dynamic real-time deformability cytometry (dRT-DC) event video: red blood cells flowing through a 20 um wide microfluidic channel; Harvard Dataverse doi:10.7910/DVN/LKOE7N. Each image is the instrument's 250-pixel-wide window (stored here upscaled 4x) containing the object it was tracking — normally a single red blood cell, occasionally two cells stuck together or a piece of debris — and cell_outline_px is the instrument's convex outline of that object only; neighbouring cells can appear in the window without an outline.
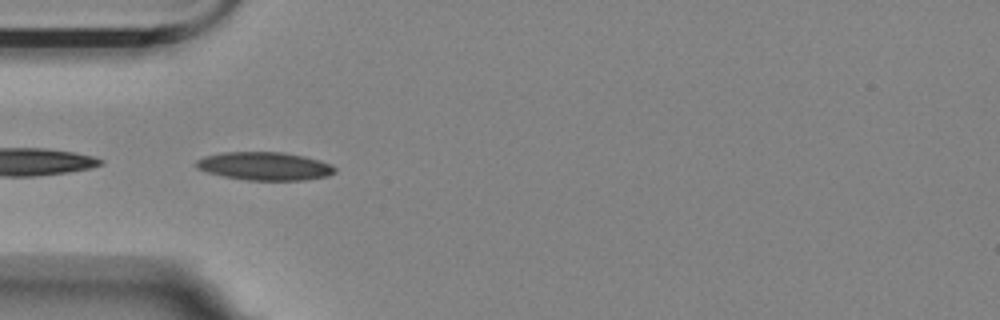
{"species": "Egyptian fruit bat (a non-hibernating species)", "species_latin": "Rousettus aegyptiacus", "temperature_condition": "room temperature", "stored_images_in_passage": 7, "camera_frame_rate_fps": 3000, "um_per_image_px": 0.085, "animal": {"sex": "female"}, "frame": {"image": 1, "passage_image": 1, "time_ms": 0.0, "image_size_px": [1000, 320], "cell_outline_px": [[336, 172], [328, 176], [304, 180], [248, 180], [224, 176], [208, 172], [196, 168], [196, 160], [204, 156], [220, 152], [284, 152], [304, 156], [320, 160], [332, 164], [336, 168]], "centroid_in_image_um": [22.52, 14.11], "position_along_channel_um": 62.5, "area_um2": 22.89}}
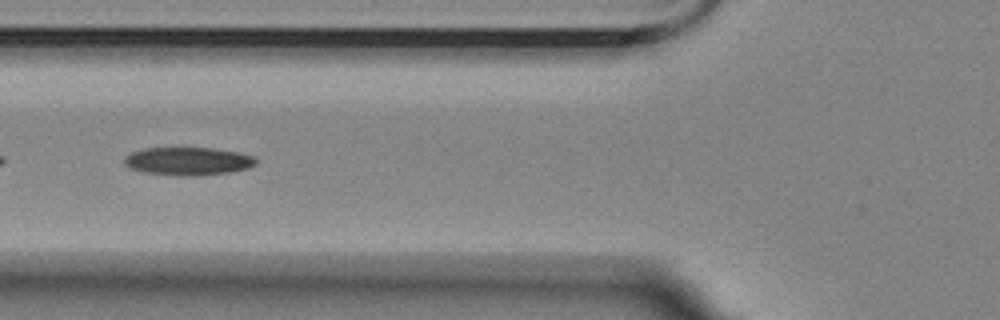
{"frame": {"image": 2, "passage_image": 5, "time_ms": 1.333, "image_size_px": [1000, 320], "cell_outline_px": [[256, 164], [248, 168], [228, 172], [200, 176], [176, 176], [144, 172], [132, 168], [124, 164], [124, 156], [132, 152], [144, 148], [212, 148], [236, 152], [252, 156], [256, 160]], "centroid_in_image_um": [15.95, 13.71], "position_along_channel_um": 109.8, "area_um2": 21.44}}